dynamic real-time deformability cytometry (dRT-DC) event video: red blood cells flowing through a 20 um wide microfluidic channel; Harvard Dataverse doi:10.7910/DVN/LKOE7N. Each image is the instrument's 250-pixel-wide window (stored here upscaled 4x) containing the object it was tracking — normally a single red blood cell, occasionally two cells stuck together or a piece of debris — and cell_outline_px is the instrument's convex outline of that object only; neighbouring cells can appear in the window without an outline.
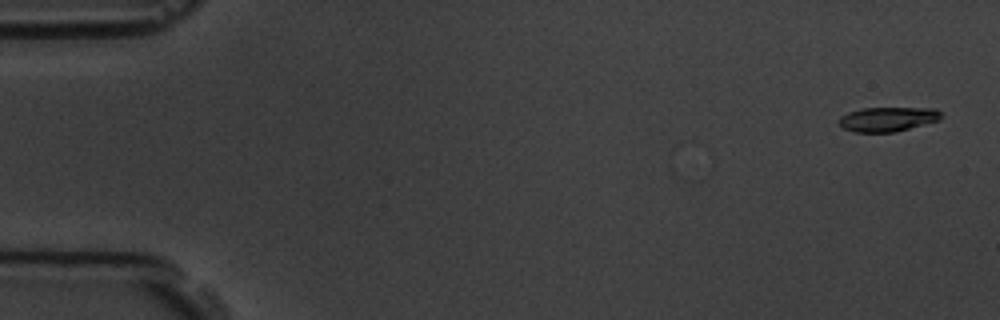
{"species": "common noctule bat (a hibernating species)", "species_latin": "Nyctalus noctula", "temperature_condition": "room temperature", "stored_images_in_passage": 7, "camera_frame_rate_fps": 3000, "um_per_image_px": 0.085, "animal": {"sex": "male", "body_mass_g": 19.5, "forearm_length_mm": 54.6}, "frame": {"image": 1, "passage_image": 1, "time_ms": 0.0, "image_size_px": [1000, 320], "cell_outline_px": [[940, 120], [896, 132], [856, 132], [844, 128], [836, 124], [840, 116], [848, 112], [864, 108], [936, 108], [940, 112]], "centroid_in_image_um": [75.42, 10.13], "position_along_channel_um": 9.6, "area_um2": 14.62}}
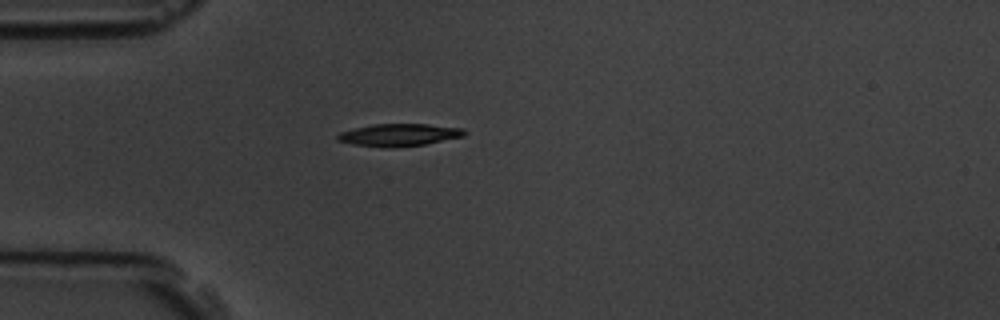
{"frame": {"image": 2, "passage_image": 5, "time_ms": 4.667, "image_size_px": [1000, 320], "cell_outline_px": [[468, 132], [464, 136], [424, 144], [392, 148], [388, 148], [352, 144], [336, 140], [336, 136], [340, 132], [372, 124], [428, 124], [464, 128]], "centroid_in_image_um": [33.93, 11.46], "position_along_channel_um": 51.1, "area_um2": 16.59}}
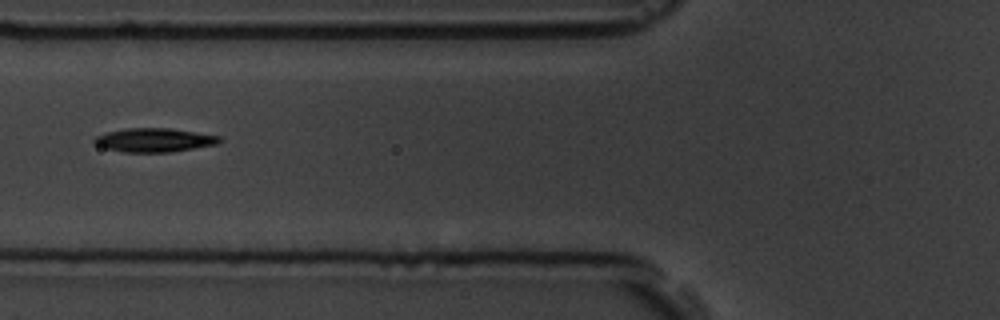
{"frame": {"image": 3, "passage_image": 7, "time_ms": 6.667, "image_size_px": [1000, 320], "cell_outline_px": [[220, 140], [216, 144], [168, 152], [124, 152], [108, 148], [96, 144], [92, 140], [96, 136], [108, 132], [124, 128], [168, 128], [220, 136]], "centroid_in_image_um": [13.08, 11.9], "position_along_channel_um": 112.7, "area_um2": 16.94}}